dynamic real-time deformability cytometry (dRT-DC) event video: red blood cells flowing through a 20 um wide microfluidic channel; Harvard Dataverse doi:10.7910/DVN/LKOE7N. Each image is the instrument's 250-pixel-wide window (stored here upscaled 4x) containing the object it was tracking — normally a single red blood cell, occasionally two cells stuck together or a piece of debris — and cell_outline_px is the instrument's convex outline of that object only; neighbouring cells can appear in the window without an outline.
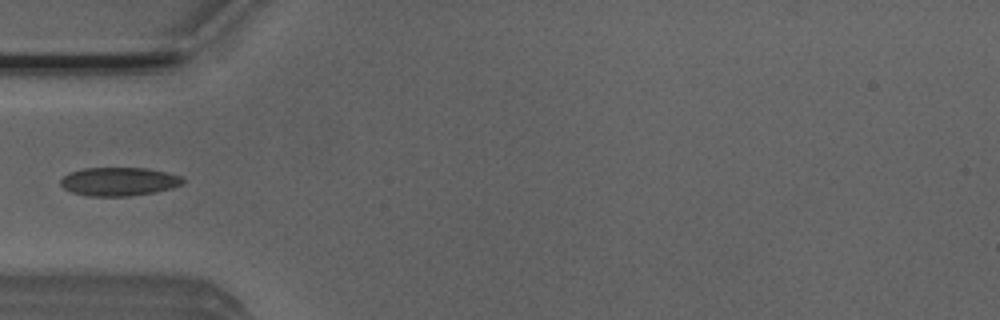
{"species": "Egyptian fruit bat (a non-hibernating species)", "species_latin": "Rousettus aegyptiacus", "temperature_condition": "room temperature", "stored_images_in_passage": 5, "camera_frame_rate_fps": 3000, "um_per_image_px": 0.085, "animal": {"sex": "male"}, "frame": {"image": 1, "passage_image": 4, "time_ms": 1.0, "image_size_px": [1000, 320], "cell_outline_px": [[184, 184], [172, 188], [152, 192], [128, 196], [88, 196], [72, 192], [64, 188], [60, 184], [60, 180], [68, 172], [84, 168], [148, 168], [168, 172], [180, 176], [184, 180]], "centroid_in_image_um": [10.11, 15.42], "position_along_channel_um": 74.9, "area_um2": 20.35}}